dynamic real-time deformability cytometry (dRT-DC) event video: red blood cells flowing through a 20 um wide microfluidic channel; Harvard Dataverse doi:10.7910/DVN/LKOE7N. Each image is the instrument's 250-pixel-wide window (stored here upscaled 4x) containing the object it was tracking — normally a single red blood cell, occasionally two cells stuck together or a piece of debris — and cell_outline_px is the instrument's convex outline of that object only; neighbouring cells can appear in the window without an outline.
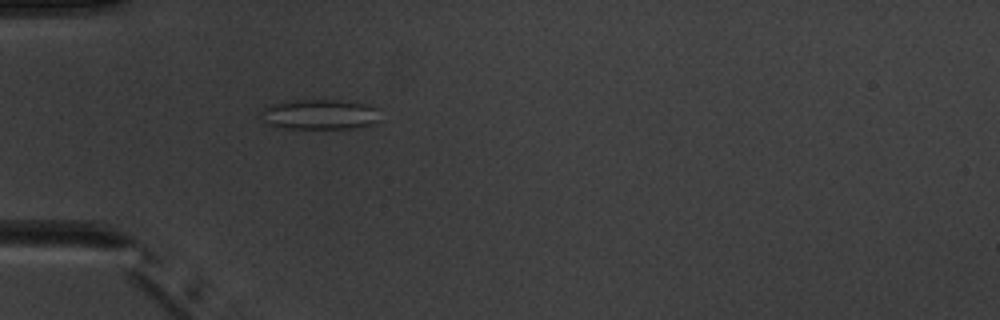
{"species": "common noctule bat (a hibernating species)", "species_latin": "Nyctalus noctula", "temperature_condition": "warm", "stored_images_in_passage": 5, "camera_frame_rate_fps": 3000, "um_per_image_px": 0.085, "animal": {"sex": "male", "body_mass_g": 20.1, "forearm_length_mm": 53.5}, "frame": {"image": 1, "passage_image": 5, "time_ms": 4.667, "image_size_px": [1000, 320], "cell_outline_px": [[380, 120], [368, 124], [352, 128], [288, 128], [268, 124], [264, 120], [260, 112], [260, 108], [272, 104], [300, 100], [332, 100], [364, 104], [380, 108]], "centroid_in_image_um": [27.19, 9.72], "position_along_channel_um": 57.8, "area_um2": 20.63}}